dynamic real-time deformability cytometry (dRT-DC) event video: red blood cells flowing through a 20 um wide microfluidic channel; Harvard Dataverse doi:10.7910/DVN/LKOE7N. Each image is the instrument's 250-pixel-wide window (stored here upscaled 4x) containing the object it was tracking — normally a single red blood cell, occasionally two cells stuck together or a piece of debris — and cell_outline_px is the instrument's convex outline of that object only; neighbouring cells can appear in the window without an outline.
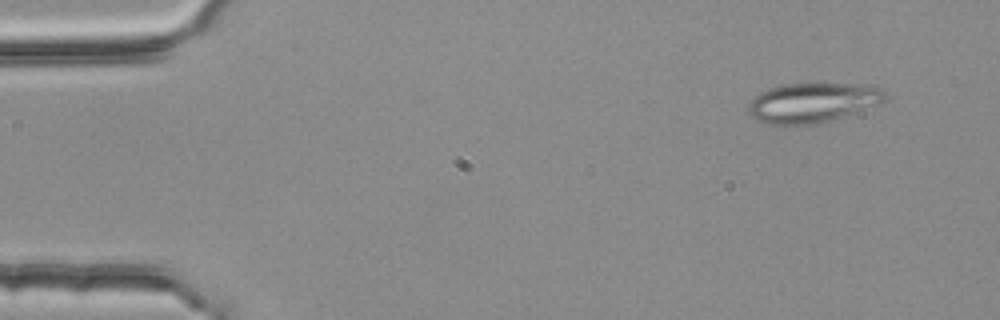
{"species": "common noctule bat (a hibernating species)", "species_latin": "Nyctalus noctula", "temperature_condition": "room temperature", "stored_images_in_passage": 4, "camera_frame_rate_fps": 3000, "um_per_image_px": 0.085, "animal": {"sex": "female", "body_mass_g": 25.1}, "frame": {"image": 1, "passage_image": 2, "time_ms": 0.333, "image_size_px": [1000, 320], "cell_outline_px": [[888, 96], [884, 104], [832, 120], [816, 124], [768, 124], [756, 120], [748, 112], [748, 104], [760, 92], [768, 88], [784, 84], [876, 84], [884, 88]], "centroid_in_image_um": [69.19, 8.71], "position_along_channel_um": 15.8, "area_um2": 32.25}}